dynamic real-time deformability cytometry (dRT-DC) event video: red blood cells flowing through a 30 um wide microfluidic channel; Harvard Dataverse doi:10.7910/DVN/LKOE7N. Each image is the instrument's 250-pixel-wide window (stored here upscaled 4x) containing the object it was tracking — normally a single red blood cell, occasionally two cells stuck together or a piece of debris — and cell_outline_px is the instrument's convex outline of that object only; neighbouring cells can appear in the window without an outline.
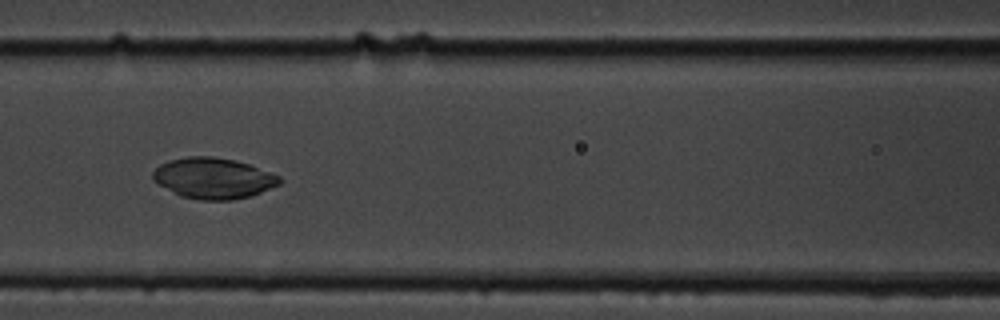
{"species": "common noctule bat (a hibernating species)", "species_latin": "Nyctalus noctula", "temperature_condition": "cold", "stored_images_in_passage": 10, "camera_frame_rate_fps": 3000, "um_per_image_px": 0.085, "animal": {"sex": "male", "body_mass_g": 19.5, "forearm_length_mm": 54.6}, "frame": {"image": 1, "passage_image": 6, "time_ms": 6.0, "image_size_px": [1000, 320], "cell_outline_px": [[284, 180], [280, 184], [252, 196], [232, 200], [200, 200], [180, 196], [152, 180], [152, 172], [160, 164], [168, 160], [188, 156], [212, 156], [232, 160], [248, 164], [272, 172], [280, 176]], "centroid_in_image_um": [18.15, 15.15], "position_along_channel_um": 148.5, "area_um2": 30.35}}
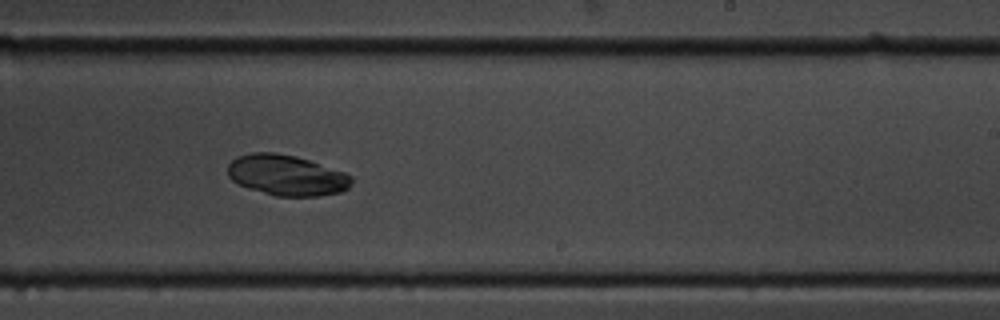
{"frame": {"image": 2, "passage_image": 9, "time_ms": 9.333, "image_size_px": [1000, 320], "cell_outline_px": [[352, 184], [348, 188], [340, 192], [320, 196], [276, 196], [248, 188], [236, 184], [228, 176], [228, 164], [236, 156], [252, 152], [272, 152], [296, 156], [344, 172], [352, 176]], "centroid_in_image_um": [24.34, 14.9], "position_along_channel_um": 264.7, "area_um2": 29.42}}
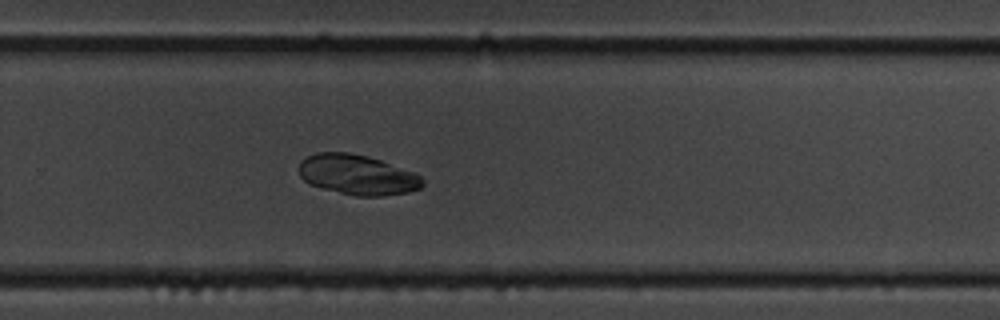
{"frame": {"image": 3, "passage_image": 10, "time_ms": 10.333, "image_size_px": [1000, 320], "cell_outline_px": [[424, 184], [420, 188], [408, 192], [384, 196], [356, 196], [320, 188], [304, 180], [300, 176], [300, 160], [316, 152], [348, 152], [368, 156], [416, 172], [424, 180]], "centroid_in_image_um": [30.4, 14.85], "position_along_channel_um": 299.4, "area_um2": 29.02}}